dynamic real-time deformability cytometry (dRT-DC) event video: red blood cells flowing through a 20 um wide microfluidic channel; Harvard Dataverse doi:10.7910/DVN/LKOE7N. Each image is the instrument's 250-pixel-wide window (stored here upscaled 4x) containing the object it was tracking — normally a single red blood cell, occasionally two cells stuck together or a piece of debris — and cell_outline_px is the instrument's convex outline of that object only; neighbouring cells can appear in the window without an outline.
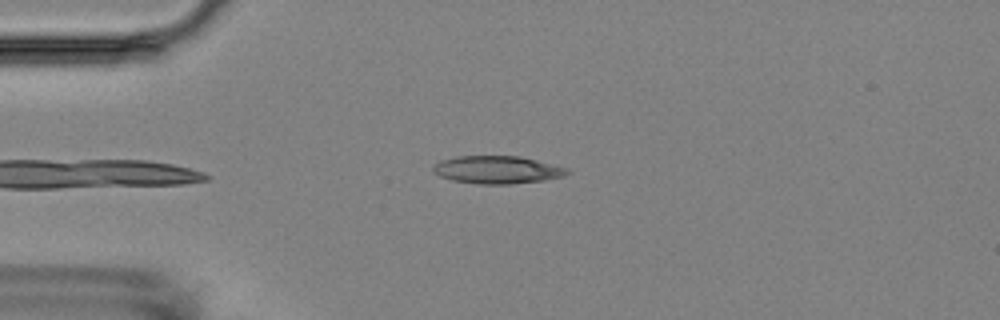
{"species": "Egyptian fruit bat (a non-hibernating species)", "species_latin": "Rousettus aegyptiacus", "temperature_condition": "room temperature", "stored_images_in_passage": 5, "camera_frame_rate_fps": 3000, "um_per_image_px": 0.085, "animal": {"sex": "female"}, "frame": {"image": 1, "passage_image": 5, "time_ms": 4.667, "image_size_px": [1000, 320], "cell_outline_px": [[572, 172], [564, 176], [544, 180], [512, 184], [480, 184], [452, 180], [440, 176], [432, 168], [432, 164], [440, 160], [460, 156], [520, 156], [568, 168]], "centroid_in_image_um": [42.28, 14.43], "position_along_channel_um": 42.7, "area_um2": 21.68}}